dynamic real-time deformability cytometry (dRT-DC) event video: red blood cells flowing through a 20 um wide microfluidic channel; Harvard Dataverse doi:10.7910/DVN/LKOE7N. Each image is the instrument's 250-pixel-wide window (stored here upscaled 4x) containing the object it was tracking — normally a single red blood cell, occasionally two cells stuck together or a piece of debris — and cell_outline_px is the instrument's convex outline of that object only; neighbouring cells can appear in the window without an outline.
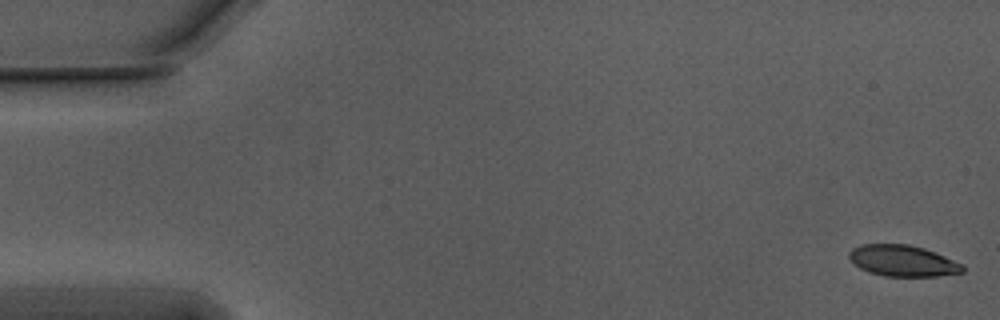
{"species": "Egyptian fruit bat (a non-hibernating species)", "species_latin": "Rousettus aegyptiacus", "temperature_condition": "warm", "stored_images_in_passage": 45, "camera_frame_rate_fps": 3000, "um_per_image_px": 0.085, "animal": {"sex": "male"}, "frame": {"image": 1, "passage_image": 1, "time_ms": 0.0, "image_size_px": [1000, 320], "cell_outline_px": [[964, 272], [936, 276], [884, 276], [868, 272], [860, 268], [848, 256], [848, 252], [852, 248], [860, 244], [908, 244], [924, 248], [936, 252], [964, 264]], "centroid_in_image_um": [76.75, 22.16], "position_along_channel_um": 8.3, "area_um2": 20.75}}
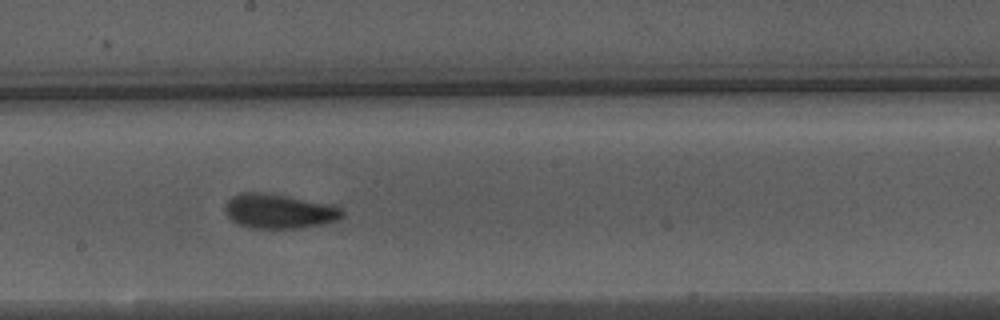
{"frame": {"image": 2, "passage_image": 30, "time_ms": 9.667, "image_size_px": [1000, 320], "cell_outline_px": [[344, 216], [336, 220], [320, 224], [300, 228], [248, 228], [232, 220], [228, 216], [224, 208], [224, 204], [232, 196], [240, 192], [260, 192], [332, 204], [340, 208], [344, 212]], "centroid_in_image_um": [23.69, 17.95], "position_along_channel_um": 224.5, "area_um2": 23.41}}
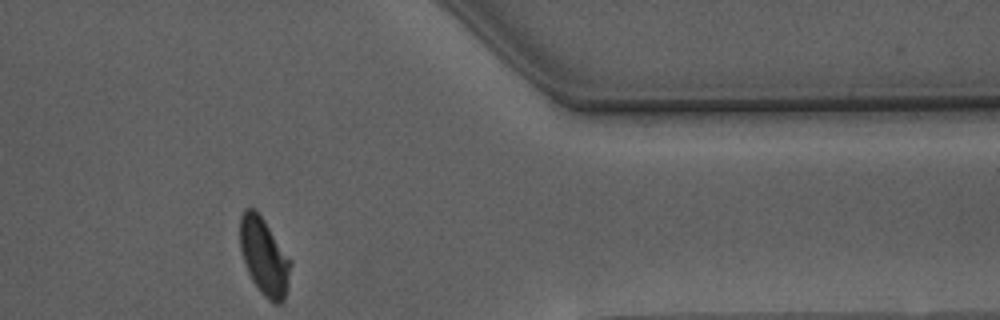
{"frame": {"image": 3, "passage_image": 45, "time_ms": 14.667, "image_size_px": [1000, 320], "cell_outline_px": [[292, 264], [284, 300], [280, 304], [272, 304], [260, 292], [252, 280], [248, 272], [240, 248], [240, 216], [244, 208], [256, 208], [292, 260]], "centroid_in_image_um": [22.46, 21.8], "position_along_channel_um": 388.9, "area_um2": 22.95}, "authors_computed_cell_mechanics": {"area_um2": 22.9466, "velocity_mm_per_s": 3.73, "shape_relaxation_time_tau1_ms": 3.455, "shape_relaxation_time_tau2_ms": 1.3586, "deformation_change_tau1": 0.135, "deformation_change_tau2": 0.0839}}